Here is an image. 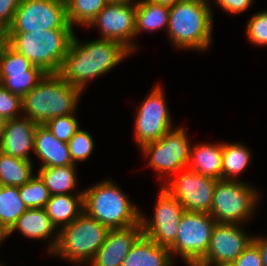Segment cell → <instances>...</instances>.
<instances>
[{"mask_svg":"<svg viewBox=\"0 0 267 266\" xmlns=\"http://www.w3.org/2000/svg\"><path fill=\"white\" fill-rule=\"evenodd\" d=\"M34 65L5 41L0 45V82L9 74L24 73Z\"/></svg>","mask_w":267,"mask_h":266,"instance_id":"4dcf8cb0","label":"cell"},{"mask_svg":"<svg viewBox=\"0 0 267 266\" xmlns=\"http://www.w3.org/2000/svg\"><path fill=\"white\" fill-rule=\"evenodd\" d=\"M170 7L150 0H139L136 3L135 38L147 31H156L165 27L167 30Z\"/></svg>","mask_w":267,"mask_h":266,"instance_id":"603a6c76","label":"cell"},{"mask_svg":"<svg viewBox=\"0 0 267 266\" xmlns=\"http://www.w3.org/2000/svg\"><path fill=\"white\" fill-rule=\"evenodd\" d=\"M223 142L200 143L191 147L188 169L207 177L222 179Z\"/></svg>","mask_w":267,"mask_h":266,"instance_id":"44dd1931","label":"cell"},{"mask_svg":"<svg viewBox=\"0 0 267 266\" xmlns=\"http://www.w3.org/2000/svg\"><path fill=\"white\" fill-rule=\"evenodd\" d=\"M38 125L23 115L7 120L0 138V151L15 158L32 160L30 150L34 151Z\"/></svg>","mask_w":267,"mask_h":266,"instance_id":"2e32d148","label":"cell"},{"mask_svg":"<svg viewBox=\"0 0 267 266\" xmlns=\"http://www.w3.org/2000/svg\"><path fill=\"white\" fill-rule=\"evenodd\" d=\"M216 179L185 168L162 186L175 197L186 211L210 213Z\"/></svg>","mask_w":267,"mask_h":266,"instance_id":"7c38bea8","label":"cell"},{"mask_svg":"<svg viewBox=\"0 0 267 266\" xmlns=\"http://www.w3.org/2000/svg\"><path fill=\"white\" fill-rule=\"evenodd\" d=\"M164 94L162 86L157 84L138 107L134 122V139L140 148L159 140L173 129Z\"/></svg>","mask_w":267,"mask_h":266,"instance_id":"8fae6325","label":"cell"},{"mask_svg":"<svg viewBox=\"0 0 267 266\" xmlns=\"http://www.w3.org/2000/svg\"><path fill=\"white\" fill-rule=\"evenodd\" d=\"M73 164L84 162L92 154L95 147L92 135L85 130L78 129L72 138L67 142Z\"/></svg>","mask_w":267,"mask_h":266,"instance_id":"1f68e13d","label":"cell"},{"mask_svg":"<svg viewBox=\"0 0 267 266\" xmlns=\"http://www.w3.org/2000/svg\"><path fill=\"white\" fill-rule=\"evenodd\" d=\"M184 127H176L167 132L159 140L147 143L140 149L145 157H149L148 164L158 173L170 178L188 167L191 153V143Z\"/></svg>","mask_w":267,"mask_h":266,"instance_id":"9c48e42d","label":"cell"},{"mask_svg":"<svg viewBox=\"0 0 267 266\" xmlns=\"http://www.w3.org/2000/svg\"><path fill=\"white\" fill-rule=\"evenodd\" d=\"M68 23L87 26L106 6L107 0H65Z\"/></svg>","mask_w":267,"mask_h":266,"instance_id":"83f0119b","label":"cell"},{"mask_svg":"<svg viewBox=\"0 0 267 266\" xmlns=\"http://www.w3.org/2000/svg\"><path fill=\"white\" fill-rule=\"evenodd\" d=\"M40 67L33 66L30 70L24 73L9 74L0 84L16 95L23 98L30 92L46 75Z\"/></svg>","mask_w":267,"mask_h":266,"instance_id":"f1b7e54d","label":"cell"},{"mask_svg":"<svg viewBox=\"0 0 267 266\" xmlns=\"http://www.w3.org/2000/svg\"><path fill=\"white\" fill-rule=\"evenodd\" d=\"M246 26V35L250 44L267 45V10L252 15Z\"/></svg>","mask_w":267,"mask_h":266,"instance_id":"836d02e7","label":"cell"},{"mask_svg":"<svg viewBox=\"0 0 267 266\" xmlns=\"http://www.w3.org/2000/svg\"><path fill=\"white\" fill-rule=\"evenodd\" d=\"M131 53L117 41L100 38L82 43L74 34L59 74L83 93L88 81L108 73Z\"/></svg>","mask_w":267,"mask_h":266,"instance_id":"6da1fadb","label":"cell"},{"mask_svg":"<svg viewBox=\"0 0 267 266\" xmlns=\"http://www.w3.org/2000/svg\"><path fill=\"white\" fill-rule=\"evenodd\" d=\"M21 2L22 0H0V30L4 34L11 27Z\"/></svg>","mask_w":267,"mask_h":266,"instance_id":"d590c367","label":"cell"},{"mask_svg":"<svg viewBox=\"0 0 267 266\" xmlns=\"http://www.w3.org/2000/svg\"><path fill=\"white\" fill-rule=\"evenodd\" d=\"M74 29L67 19L65 0H22L6 33Z\"/></svg>","mask_w":267,"mask_h":266,"instance_id":"30bf717a","label":"cell"},{"mask_svg":"<svg viewBox=\"0 0 267 266\" xmlns=\"http://www.w3.org/2000/svg\"><path fill=\"white\" fill-rule=\"evenodd\" d=\"M76 164L39 168L38 175L48 188L50 195L72 194L77 182Z\"/></svg>","mask_w":267,"mask_h":266,"instance_id":"cb8c5ba5","label":"cell"},{"mask_svg":"<svg viewBox=\"0 0 267 266\" xmlns=\"http://www.w3.org/2000/svg\"><path fill=\"white\" fill-rule=\"evenodd\" d=\"M34 154L43 167L74 165L68 144L58 140L45 125H38L35 131Z\"/></svg>","mask_w":267,"mask_h":266,"instance_id":"d6986e66","label":"cell"},{"mask_svg":"<svg viewBox=\"0 0 267 266\" xmlns=\"http://www.w3.org/2000/svg\"><path fill=\"white\" fill-rule=\"evenodd\" d=\"M82 92L70 85L59 73L45 77L22 98V112L39 125L48 120L74 114Z\"/></svg>","mask_w":267,"mask_h":266,"instance_id":"3957f363","label":"cell"},{"mask_svg":"<svg viewBox=\"0 0 267 266\" xmlns=\"http://www.w3.org/2000/svg\"><path fill=\"white\" fill-rule=\"evenodd\" d=\"M76 114L58 116L48 120L45 127L61 142L67 143L80 128Z\"/></svg>","mask_w":267,"mask_h":266,"instance_id":"d6a6232c","label":"cell"},{"mask_svg":"<svg viewBox=\"0 0 267 266\" xmlns=\"http://www.w3.org/2000/svg\"><path fill=\"white\" fill-rule=\"evenodd\" d=\"M27 209L19 196V187L0 186V226L7 232Z\"/></svg>","mask_w":267,"mask_h":266,"instance_id":"4316f807","label":"cell"},{"mask_svg":"<svg viewBox=\"0 0 267 266\" xmlns=\"http://www.w3.org/2000/svg\"><path fill=\"white\" fill-rule=\"evenodd\" d=\"M136 3H107L88 27H97L100 38L122 43L131 52L138 48L135 38Z\"/></svg>","mask_w":267,"mask_h":266,"instance_id":"9a60e30c","label":"cell"},{"mask_svg":"<svg viewBox=\"0 0 267 266\" xmlns=\"http://www.w3.org/2000/svg\"><path fill=\"white\" fill-rule=\"evenodd\" d=\"M18 230L29 239H50L47 252L51 254L58 242V232L46 213L45 208L27 209L8 231V237Z\"/></svg>","mask_w":267,"mask_h":266,"instance_id":"ac0fdd59","label":"cell"},{"mask_svg":"<svg viewBox=\"0 0 267 266\" xmlns=\"http://www.w3.org/2000/svg\"><path fill=\"white\" fill-rule=\"evenodd\" d=\"M22 112V98L0 84V115L9 120L22 116Z\"/></svg>","mask_w":267,"mask_h":266,"instance_id":"e575fe53","label":"cell"},{"mask_svg":"<svg viewBox=\"0 0 267 266\" xmlns=\"http://www.w3.org/2000/svg\"><path fill=\"white\" fill-rule=\"evenodd\" d=\"M233 266H263L262 256L258 245L252 243L234 261Z\"/></svg>","mask_w":267,"mask_h":266,"instance_id":"8d00e7d4","label":"cell"},{"mask_svg":"<svg viewBox=\"0 0 267 266\" xmlns=\"http://www.w3.org/2000/svg\"><path fill=\"white\" fill-rule=\"evenodd\" d=\"M153 217L147 219L141 212L143 235L157 245L169 247L176 239L180 219L185 212L182 204L160 186Z\"/></svg>","mask_w":267,"mask_h":266,"instance_id":"4fadbf2b","label":"cell"},{"mask_svg":"<svg viewBox=\"0 0 267 266\" xmlns=\"http://www.w3.org/2000/svg\"><path fill=\"white\" fill-rule=\"evenodd\" d=\"M84 212L110 229L140 224L141 213L129 197L106 179L83 189Z\"/></svg>","mask_w":267,"mask_h":266,"instance_id":"5b68a950","label":"cell"},{"mask_svg":"<svg viewBox=\"0 0 267 266\" xmlns=\"http://www.w3.org/2000/svg\"><path fill=\"white\" fill-rule=\"evenodd\" d=\"M210 4L209 0H182L170 6L167 34L176 49L209 48L214 27Z\"/></svg>","mask_w":267,"mask_h":266,"instance_id":"7a4b0ae2","label":"cell"},{"mask_svg":"<svg viewBox=\"0 0 267 266\" xmlns=\"http://www.w3.org/2000/svg\"><path fill=\"white\" fill-rule=\"evenodd\" d=\"M216 223L209 213L185 210L176 239L168 247L172 259L179 255L187 266H196L206 255Z\"/></svg>","mask_w":267,"mask_h":266,"instance_id":"ba28073f","label":"cell"},{"mask_svg":"<svg viewBox=\"0 0 267 266\" xmlns=\"http://www.w3.org/2000/svg\"><path fill=\"white\" fill-rule=\"evenodd\" d=\"M239 224L216 223L206 255L196 266L230 265L252 243L250 236ZM245 231V232H244Z\"/></svg>","mask_w":267,"mask_h":266,"instance_id":"5bb4252c","label":"cell"},{"mask_svg":"<svg viewBox=\"0 0 267 266\" xmlns=\"http://www.w3.org/2000/svg\"><path fill=\"white\" fill-rule=\"evenodd\" d=\"M218 7L227 13L240 14L245 12L252 4L253 0H214Z\"/></svg>","mask_w":267,"mask_h":266,"instance_id":"74e56055","label":"cell"},{"mask_svg":"<svg viewBox=\"0 0 267 266\" xmlns=\"http://www.w3.org/2000/svg\"><path fill=\"white\" fill-rule=\"evenodd\" d=\"M74 34V29L5 33L4 41L45 73L58 74Z\"/></svg>","mask_w":267,"mask_h":266,"instance_id":"277c9868","label":"cell"},{"mask_svg":"<svg viewBox=\"0 0 267 266\" xmlns=\"http://www.w3.org/2000/svg\"><path fill=\"white\" fill-rule=\"evenodd\" d=\"M6 122H7V120L3 116L0 115V138L2 136V132L5 128Z\"/></svg>","mask_w":267,"mask_h":266,"instance_id":"7bdbcfd3","label":"cell"},{"mask_svg":"<svg viewBox=\"0 0 267 266\" xmlns=\"http://www.w3.org/2000/svg\"><path fill=\"white\" fill-rule=\"evenodd\" d=\"M19 196L28 209L45 208L50 199V193L41 177L37 174L21 187Z\"/></svg>","mask_w":267,"mask_h":266,"instance_id":"f546056e","label":"cell"},{"mask_svg":"<svg viewBox=\"0 0 267 266\" xmlns=\"http://www.w3.org/2000/svg\"><path fill=\"white\" fill-rule=\"evenodd\" d=\"M32 160L9 156L0 151V184L1 186L21 187L34 175Z\"/></svg>","mask_w":267,"mask_h":266,"instance_id":"d4e9b609","label":"cell"},{"mask_svg":"<svg viewBox=\"0 0 267 266\" xmlns=\"http://www.w3.org/2000/svg\"><path fill=\"white\" fill-rule=\"evenodd\" d=\"M4 41V33L0 30V45Z\"/></svg>","mask_w":267,"mask_h":266,"instance_id":"ee69618b","label":"cell"},{"mask_svg":"<svg viewBox=\"0 0 267 266\" xmlns=\"http://www.w3.org/2000/svg\"><path fill=\"white\" fill-rule=\"evenodd\" d=\"M138 1L139 0H107V3H137Z\"/></svg>","mask_w":267,"mask_h":266,"instance_id":"b9f144b4","label":"cell"},{"mask_svg":"<svg viewBox=\"0 0 267 266\" xmlns=\"http://www.w3.org/2000/svg\"><path fill=\"white\" fill-rule=\"evenodd\" d=\"M7 237H8V232L2 226H0V245L3 242V240L6 239Z\"/></svg>","mask_w":267,"mask_h":266,"instance_id":"60d3db41","label":"cell"},{"mask_svg":"<svg viewBox=\"0 0 267 266\" xmlns=\"http://www.w3.org/2000/svg\"><path fill=\"white\" fill-rule=\"evenodd\" d=\"M250 160L251 153L248 146L239 142L223 143L222 179L239 180V174L248 167Z\"/></svg>","mask_w":267,"mask_h":266,"instance_id":"484cf974","label":"cell"},{"mask_svg":"<svg viewBox=\"0 0 267 266\" xmlns=\"http://www.w3.org/2000/svg\"><path fill=\"white\" fill-rule=\"evenodd\" d=\"M172 260L168 247L157 245L142 234L129 250L121 266H172Z\"/></svg>","mask_w":267,"mask_h":266,"instance_id":"ffe728a7","label":"cell"},{"mask_svg":"<svg viewBox=\"0 0 267 266\" xmlns=\"http://www.w3.org/2000/svg\"><path fill=\"white\" fill-rule=\"evenodd\" d=\"M45 210L57 231L71 224L84 212L83 191L51 195ZM60 226V227H59Z\"/></svg>","mask_w":267,"mask_h":266,"instance_id":"7402d4cb","label":"cell"},{"mask_svg":"<svg viewBox=\"0 0 267 266\" xmlns=\"http://www.w3.org/2000/svg\"><path fill=\"white\" fill-rule=\"evenodd\" d=\"M110 230L83 212L71 224L59 229L58 242L51 254L59 255L75 265L89 264Z\"/></svg>","mask_w":267,"mask_h":266,"instance_id":"8992f818","label":"cell"},{"mask_svg":"<svg viewBox=\"0 0 267 266\" xmlns=\"http://www.w3.org/2000/svg\"><path fill=\"white\" fill-rule=\"evenodd\" d=\"M252 187L241 180H217L209 214L221 224L246 223L260 200V193Z\"/></svg>","mask_w":267,"mask_h":266,"instance_id":"52a82bcc","label":"cell"},{"mask_svg":"<svg viewBox=\"0 0 267 266\" xmlns=\"http://www.w3.org/2000/svg\"><path fill=\"white\" fill-rule=\"evenodd\" d=\"M154 3H159V4H163L166 6H173L176 5L178 2L182 1V0H150Z\"/></svg>","mask_w":267,"mask_h":266,"instance_id":"ab89813d","label":"cell"},{"mask_svg":"<svg viewBox=\"0 0 267 266\" xmlns=\"http://www.w3.org/2000/svg\"><path fill=\"white\" fill-rule=\"evenodd\" d=\"M253 241L258 245L263 266H267V237L265 236H254Z\"/></svg>","mask_w":267,"mask_h":266,"instance_id":"f35d334b","label":"cell"},{"mask_svg":"<svg viewBox=\"0 0 267 266\" xmlns=\"http://www.w3.org/2000/svg\"><path fill=\"white\" fill-rule=\"evenodd\" d=\"M143 234L141 223L111 229L104 244L96 252L90 266H121L135 241Z\"/></svg>","mask_w":267,"mask_h":266,"instance_id":"e0dca14e","label":"cell"}]
</instances>
